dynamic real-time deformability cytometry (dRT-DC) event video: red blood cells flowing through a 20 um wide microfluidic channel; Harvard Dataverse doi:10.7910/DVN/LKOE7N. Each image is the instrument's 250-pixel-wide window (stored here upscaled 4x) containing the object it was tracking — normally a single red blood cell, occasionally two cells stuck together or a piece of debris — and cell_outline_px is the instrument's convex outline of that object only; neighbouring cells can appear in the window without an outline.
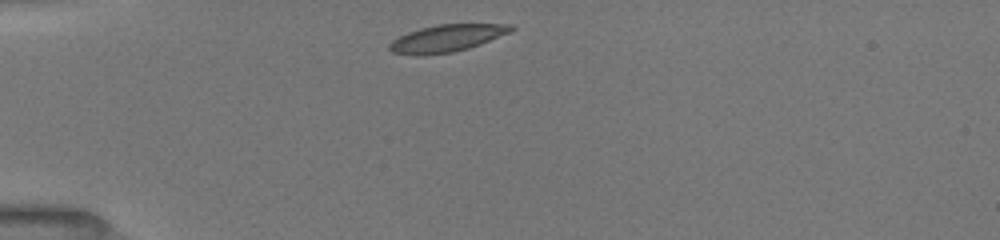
{"species": "common noctule bat (a hibernating species)", "species_latin": "Nyctalus noctula", "temperature_condition": "room temperature", "stored_images_in_passage": 8, "camera_frame_rate_fps": 3000, "um_per_image_px": 0.085, "animal": {"sex": "female", "body_mass_g": 19.5, "forearm_length_mm": 54.1}, "frame": {"image": 1, "passage_image": 1, "time_ms": 0.0, "image_size_px": [1000, 240], "cell_outline_px": [[516, 28], [512, 32], [480, 44], [468, 48], [452, 52], [420, 56], [412, 56], [392, 52], [388, 48], [388, 44], [392, 40], [408, 32], [420, 28], [436, 24], [512, 24]], "centroid_in_image_um": [37.97, 3.25], "position_along_channel_um": 47.0, "area_um2": 19.48}}
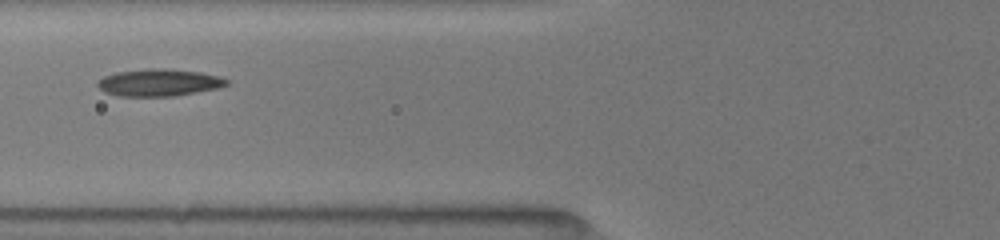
{"frame": {"image": 2, "passage_image": 6, "time_ms": 2.333, "image_size_px": [1000, 240], "cell_outline_px": [[228, 84], [216, 88], [196, 92], [172, 96], [120, 96], [104, 92], [96, 84], [104, 76], [116, 72], [148, 68], [168, 68], [200, 72], [220, 76], [228, 80]], "centroid_in_image_um": [13.5, 7.01], "position_along_channel_um": 112.3, "area_um2": 20.35}}
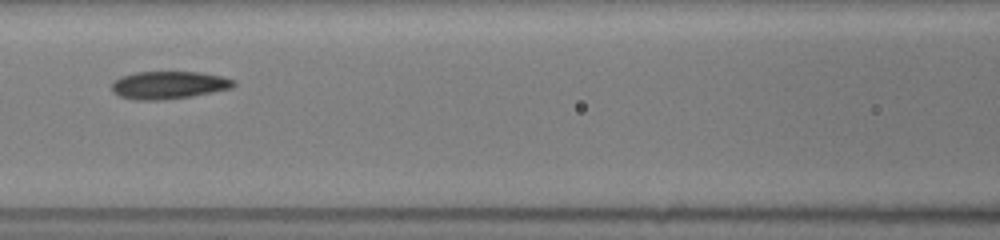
{"frame": {"image": 3, "passage_image": 7, "time_ms": 3.333, "image_size_px": [1000, 240], "cell_outline_px": [[236, 84], [232, 88], [192, 96], [160, 100], [136, 100], [120, 96], [112, 92], [112, 80], [120, 76], [136, 72], [200, 72], [224, 76], [236, 80]], "centroid_in_image_um": [14.34, 7.22], "position_along_channel_um": 152.3, "area_um2": 19.88}}